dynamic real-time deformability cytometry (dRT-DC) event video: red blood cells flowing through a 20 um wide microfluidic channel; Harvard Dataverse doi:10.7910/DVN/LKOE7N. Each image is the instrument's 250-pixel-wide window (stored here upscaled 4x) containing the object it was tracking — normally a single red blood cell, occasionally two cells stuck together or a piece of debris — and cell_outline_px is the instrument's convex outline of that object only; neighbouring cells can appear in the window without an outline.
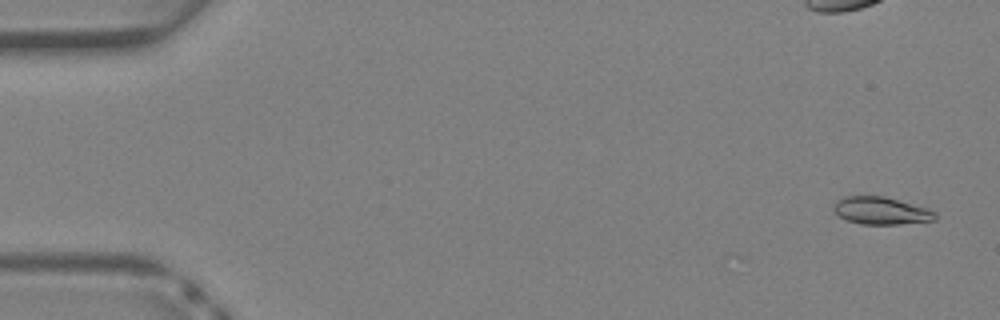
{"species": "Egyptian fruit bat (a non-hibernating species)", "species_latin": "Rousettus aegyptiacus", "temperature_condition": "warm", "stored_images_in_passage": 3, "camera_frame_rate_fps": 3000, "um_per_image_px": 0.085, "animal": {"sex": "female"}, "frame": {"image": 1, "passage_image": 3, "time_ms": 0.667, "image_size_px": [1000, 320], "cell_outline_px": [[936, 220], [900, 224], [860, 224], [848, 220], [840, 216], [832, 208], [836, 200], [844, 196], [884, 196], [928, 208], [936, 212]], "centroid_in_image_um": [74.9, 17.9], "position_along_channel_um": 10.1, "area_um2": 16.24}}